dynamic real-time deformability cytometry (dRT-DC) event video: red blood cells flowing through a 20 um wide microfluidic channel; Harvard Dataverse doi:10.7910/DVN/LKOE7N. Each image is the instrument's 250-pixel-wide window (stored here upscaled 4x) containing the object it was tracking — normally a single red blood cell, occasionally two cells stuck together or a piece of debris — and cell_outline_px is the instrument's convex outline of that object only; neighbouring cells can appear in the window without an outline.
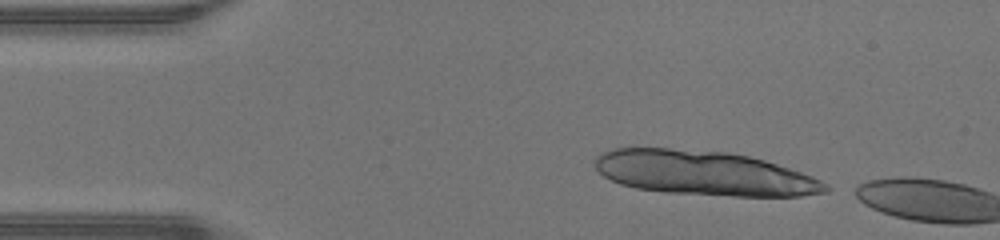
{"species": "human", "species_latin": "Homo sapiens", "temperature_condition": "warm", "stored_images_in_passage": 4, "camera_frame_rate_fps": 3000, "um_per_image_px": 0.085, "donor": {"sex": "male"}, "frame": {"image": 1, "passage_image": 2, "time_ms": 0.333, "image_size_px": [1000, 240], "cell_outline_px": [[832, 188], [828, 192], [800, 196], [732, 196], [664, 192], [636, 188], [620, 184], [604, 176], [596, 168], [596, 156], [600, 152], [612, 148], [668, 148], [728, 152], [748, 156], [764, 160], [812, 176], [828, 184]], "centroid_in_image_um": [59.85, 14.72], "position_along_channel_um": 25.2, "area_um2": 59.71}}